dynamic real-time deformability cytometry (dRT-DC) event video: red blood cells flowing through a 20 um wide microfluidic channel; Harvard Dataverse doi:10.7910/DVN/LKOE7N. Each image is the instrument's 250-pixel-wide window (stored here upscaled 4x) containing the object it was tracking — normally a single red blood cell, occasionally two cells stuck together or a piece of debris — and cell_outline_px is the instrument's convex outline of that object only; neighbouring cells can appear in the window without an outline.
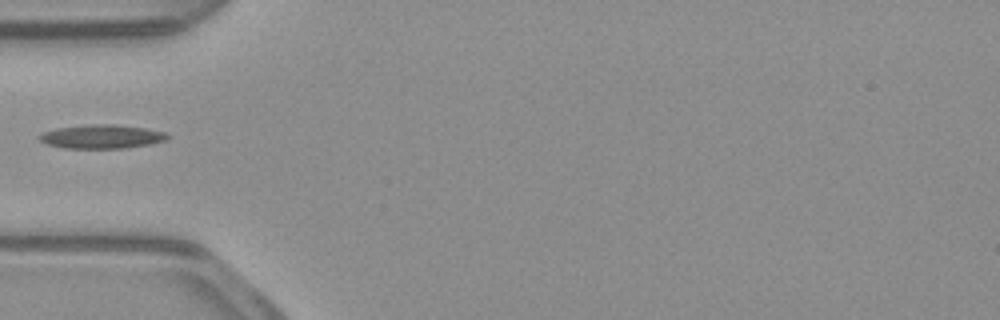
{"species": "common noctule bat (a hibernating species)", "species_latin": "Nyctalus noctula", "temperature_condition": "warm", "stored_images_in_passage": 36, "camera_frame_rate_fps": 3000, "um_per_image_px": 0.085, "animal": {"sex": "male", "body_mass_g": 23.1, "forearm_length_mm": 52.7}, "frame": {"image": 1, "passage_image": 1, "time_ms": 0.0, "image_size_px": [1000, 320], "cell_outline_px": [[168, 140], [152, 144], [124, 148], [64, 148], [48, 144], [40, 140], [36, 136], [44, 132], [56, 128], [92, 124], [116, 124], [144, 128], [168, 132]], "centroid_in_image_um": [8.68, 11.61], "position_along_channel_um": 76.3, "area_um2": 17.86}}
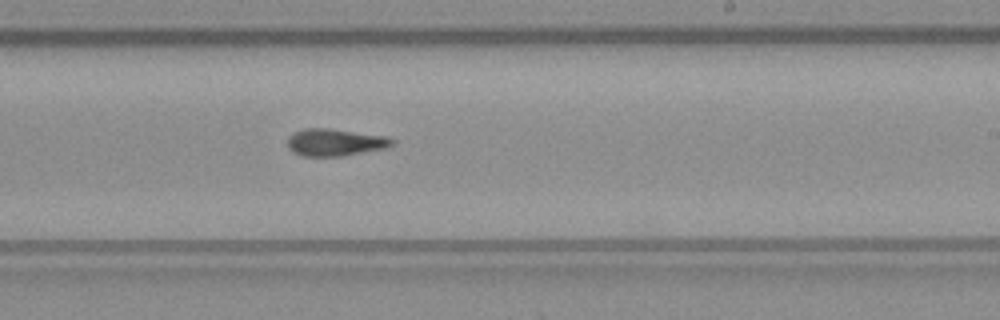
{"frame": {"image": 2, "passage_image": 15, "time_ms": 4.667, "image_size_px": [1000, 320], "cell_outline_px": [[396, 144], [388, 148], [344, 156], [300, 156], [292, 152], [288, 148], [288, 136], [292, 132], [304, 128], [328, 128], [384, 136], [396, 140]], "centroid_in_image_um": [28.48, 12.11], "position_along_channel_um": 260.5, "area_um2": 16.88}}
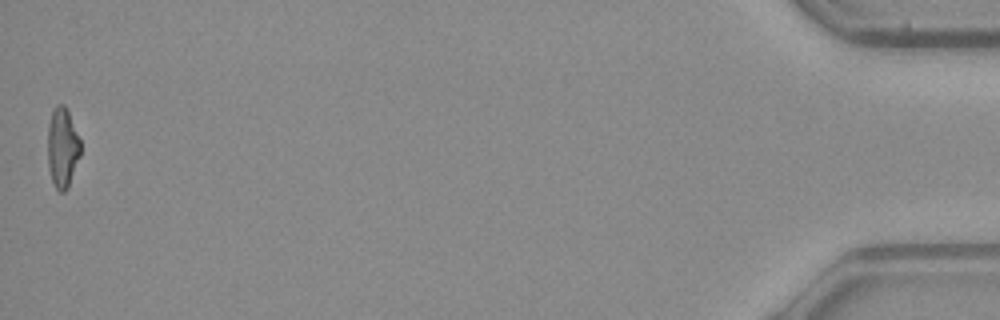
{"frame": {"image": 3, "passage_image": 36, "time_ms": 11.667, "image_size_px": [1000, 320], "cell_outline_px": [[80, 156], [68, 188], [64, 192], [60, 192], [56, 188], [52, 180], [48, 168], [48, 124], [52, 112], [56, 104], [64, 104], [68, 112], [80, 140]], "centroid_in_image_um": [5.3, 12.56], "position_along_channel_um": 429.9, "area_um2": 15.2}}